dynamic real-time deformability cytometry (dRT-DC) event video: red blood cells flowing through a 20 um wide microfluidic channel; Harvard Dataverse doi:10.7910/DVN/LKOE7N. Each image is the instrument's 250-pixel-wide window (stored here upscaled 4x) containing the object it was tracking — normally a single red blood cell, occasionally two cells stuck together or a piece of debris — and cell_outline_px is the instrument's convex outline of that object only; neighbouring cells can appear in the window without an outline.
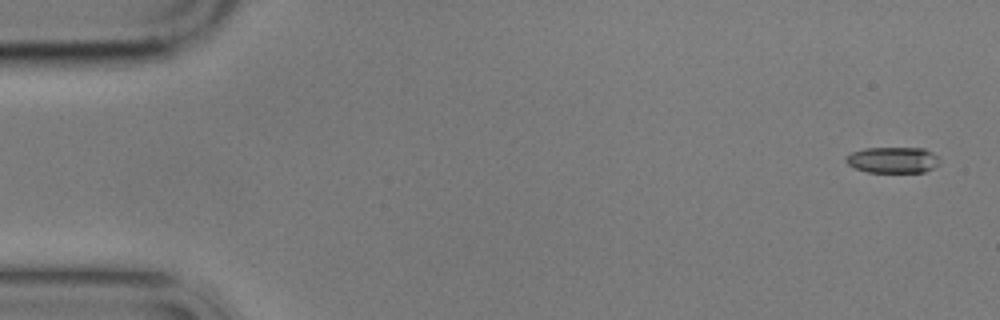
{"species": "common noctule bat (a hibernating species)", "species_latin": "Nyctalus noctula", "temperature_condition": "cold", "stored_images_in_passage": 6, "camera_frame_rate_fps": 3000, "um_per_image_px": 0.085, "animal": {"sex": "male", "body_mass_g": 17.9}, "frame": {"image": 1, "passage_image": 1, "time_ms": 0.0, "image_size_px": [1000, 320], "cell_outline_px": [[940, 164], [924, 172], [868, 172], [856, 168], [848, 164], [844, 160], [844, 156], [852, 152], [864, 148], [924, 148], [932, 152], [940, 160]], "centroid_in_image_um": [75.88, 13.59], "position_along_channel_um": 9.1, "area_um2": 14.28}}
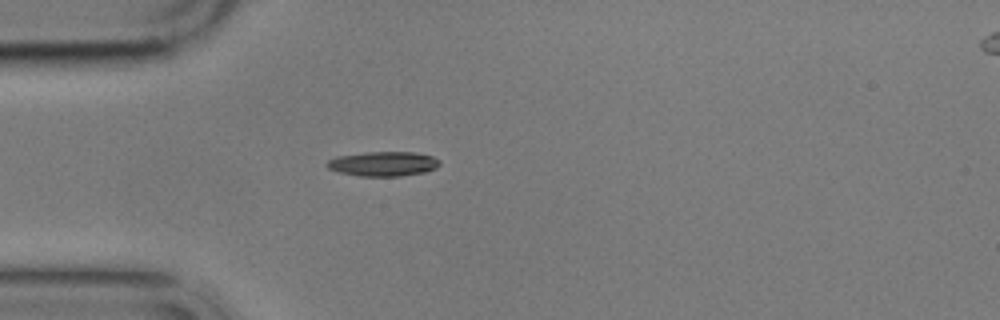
{"frame": {"image": 2, "passage_image": 5, "time_ms": 4.667, "image_size_px": [1000, 320], "cell_outline_px": [[440, 164], [436, 168], [424, 172], [400, 176], [360, 176], [336, 172], [328, 168], [324, 164], [328, 160], [336, 156], [364, 152], [412, 152], [432, 156], [440, 160]], "centroid_in_image_um": [32.53, 13.92], "position_along_channel_um": 52.5, "area_um2": 16.3}}